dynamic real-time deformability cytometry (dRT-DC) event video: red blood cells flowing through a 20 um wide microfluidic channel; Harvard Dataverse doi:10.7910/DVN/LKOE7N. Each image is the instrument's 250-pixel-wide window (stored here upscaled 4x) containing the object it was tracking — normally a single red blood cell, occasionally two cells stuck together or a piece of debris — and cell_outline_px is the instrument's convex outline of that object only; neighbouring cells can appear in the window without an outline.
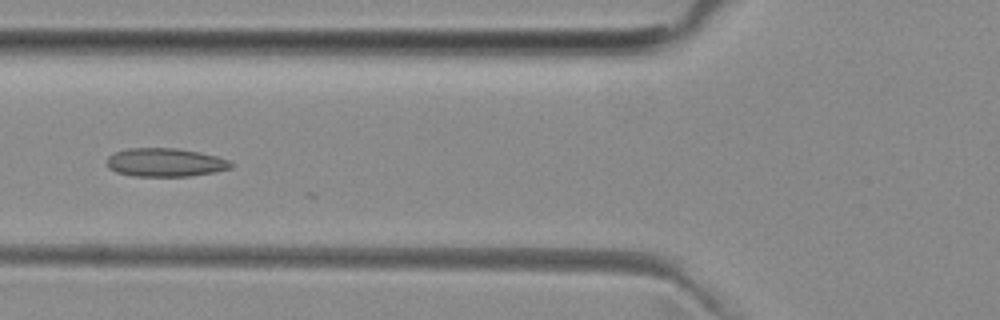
{"species": "common noctule bat (a hibernating species)", "species_latin": "Nyctalus noctula", "temperature_condition": "room temperature", "stored_images_in_passage": 14, "camera_frame_rate_fps": 3000, "um_per_image_px": 0.085, "animal": {"sex": "female", "body_mass_g": 29.2, "forearm_length_mm": 56.3}, "frame": {"image": 1, "passage_image": 10, "time_ms": 3.0, "image_size_px": [1000, 320], "cell_outline_px": [[236, 164], [232, 168], [216, 172], [188, 176], [132, 176], [116, 172], [108, 168], [108, 156], [116, 152], [128, 148], [176, 148], [200, 152], [216, 156], [228, 160]], "centroid_in_image_um": [14.08, 13.81], "position_along_channel_um": 111.7, "area_um2": 20.69}}
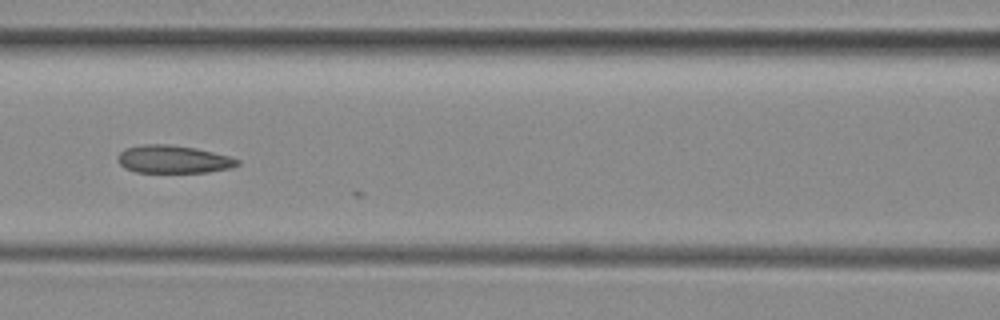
{"frame": {"image": 2, "passage_image": 13, "time_ms": 4.0, "image_size_px": [1000, 320], "cell_outline_px": [[240, 164], [232, 168], [208, 172], [136, 172], [124, 168], [116, 160], [116, 156], [124, 148], [140, 144], [168, 144], [196, 148], [228, 156], [240, 160]], "centroid_in_image_um": [14.69, 13.53], "position_along_channel_um": 151.9, "area_um2": 19.59}}